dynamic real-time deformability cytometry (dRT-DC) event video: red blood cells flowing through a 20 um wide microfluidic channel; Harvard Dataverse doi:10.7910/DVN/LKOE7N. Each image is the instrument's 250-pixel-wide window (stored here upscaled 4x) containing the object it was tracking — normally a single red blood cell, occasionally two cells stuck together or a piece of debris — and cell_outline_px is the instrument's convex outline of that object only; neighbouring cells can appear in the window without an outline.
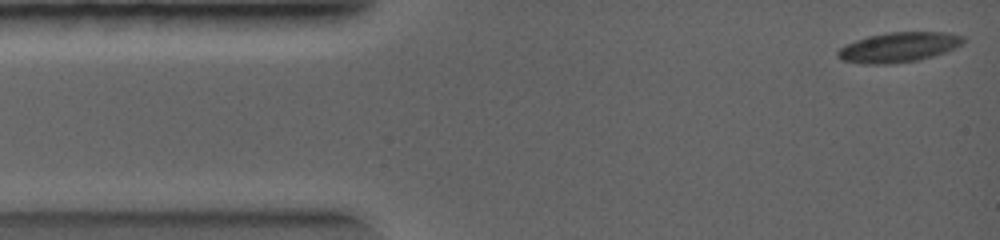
{"species": "common noctule bat (a hibernating species)", "species_latin": "Nyctalus noctula", "temperature_condition": "warm", "stored_images_in_passage": 23, "camera_frame_rate_fps": 5000, "um_per_image_px": 0.085, "animal": {"sex": "female", "body_mass_g": 19.0, "forearm_length_mm": 56.7}, "frame": {"image": 1, "passage_image": 1, "time_ms": 0.0, "image_size_px": [1000, 240], "cell_outline_px": [[964, 44], [956, 48], [920, 60], [888, 64], [864, 64], [840, 60], [836, 56], [836, 52], [844, 44], [868, 36], [888, 32], [952, 32], [964, 36]], "centroid_in_image_um": [76.39, 4.01], "position_along_channel_um": 8.6, "area_um2": 22.2}}
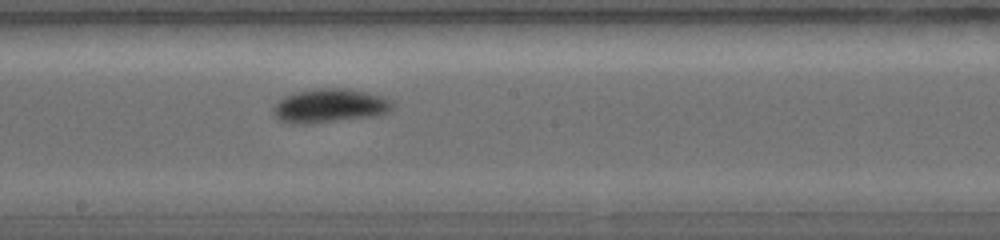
{"frame": {"image": 2, "passage_image": 12, "time_ms": 4.8, "image_size_px": [1000, 240], "cell_outline_px": [[396, 104], [388, 112], [376, 116], [312, 124], [292, 124], [280, 120], [272, 112], [272, 108], [284, 96], [296, 92], [316, 88], [344, 88], [364, 92], [380, 96], [392, 100]], "centroid_in_image_um": [28.03, 9.0], "position_along_channel_um": 220.2, "area_um2": 23.7}}
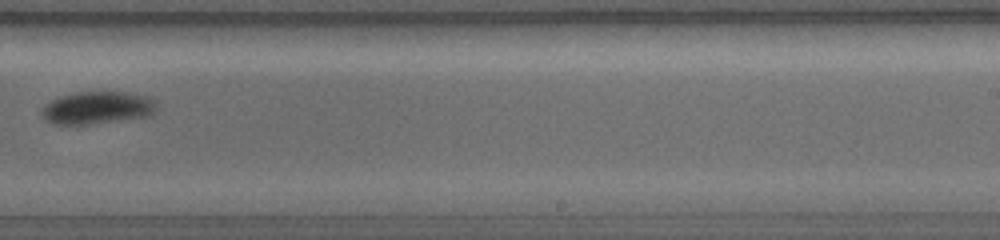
{"frame": {"image": 3, "passage_image": 14, "time_ms": 5.8, "image_size_px": [1000, 240], "cell_outline_px": [[156, 108], [148, 116], [88, 124], [52, 124], [44, 120], [40, 112], [52, 100], [60, 96], [76, 92], [120, 92], [144, 96], [152, 100], [156, 104]], "centroid_in_image_um": [8.2, 9.17], "position_along_channel_um": 280.8, "area_um2": 21.27}}